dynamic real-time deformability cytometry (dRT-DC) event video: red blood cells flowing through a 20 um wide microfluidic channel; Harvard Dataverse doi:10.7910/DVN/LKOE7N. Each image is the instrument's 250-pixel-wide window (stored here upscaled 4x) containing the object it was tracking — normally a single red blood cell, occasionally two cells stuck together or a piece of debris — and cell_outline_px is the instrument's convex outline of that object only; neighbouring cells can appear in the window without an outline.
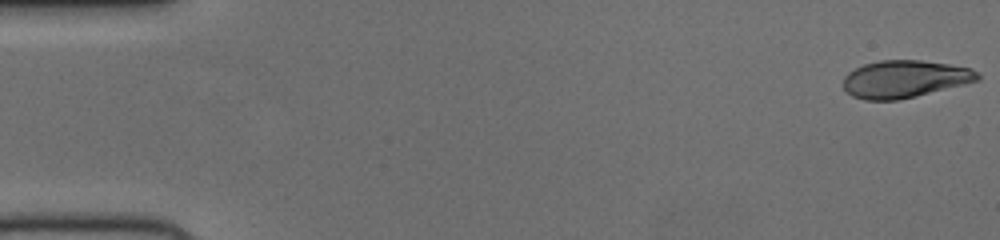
{"species": "human", "species_latin": "Homo sapiens", "temperature_condition": "cold", "stored_images_in_passage": 52, "camera_frame_rate_fps": 3000, "um_per_image_px": 0.085, "donor": {"sex": "female"}, "frame": {"image": 1, "passage_image": 1, "time_ms": 0.0, "image_size_px": [1000, 240], "cell_outline_px": [[980, 80], [896, 100], [868, 100], [852, 96], [844, 88], [844, 76], [848, 72], [864, 64], [880, 60], [920, 60], [948, 64], [968, 68], [976, 72], [980, 76]], "centroid_in_image_um": [76.86, 6.7], "position_along_channel_um": 8.1, "area_um2": 28.73}}
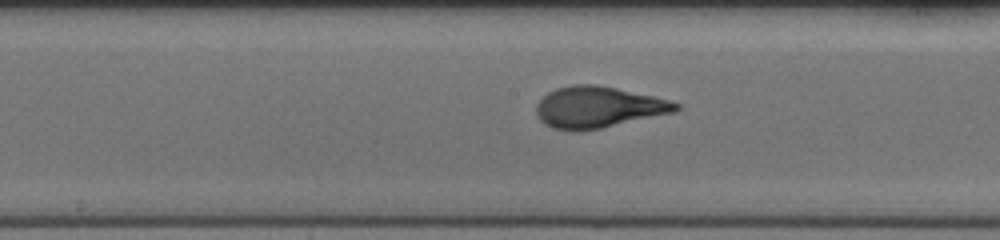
{"frame": {"image": 2, "passage_image": 27, "time_ms": 8.667, "image_size_px": [1000, 240], "cell_outline_px": [[680, 108], [676, 112], [600, 128], [580, 132], [576, 132], [556, 128], [544, 124], [540, 120], [536, 112], [536, 104], [548, 92], [556, 88], [572, 84], [596, 84], [616, 88], [652, 96], [668, 100], [680, 104]], "centroid_in_image_um": [50.83, 9.11], "position_along_channel_um": 197.4, "area_um2": 33.52}}
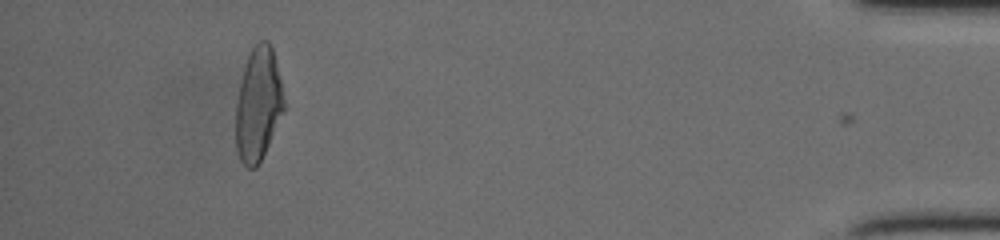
{"frame": {"image": 3, "passage_image": 48, "time_ms": 15.667, "image_size_px": [1000, 240], "cell_outline_px": [[284, 108], [268, 144], [256, 168], [248, 168], [240, 160], [236, 148], [236, 104], [244, 64], [252, 48], [260, 40], [268, 40], [272, 48], [280, 80], [284, 100]], "centroid_in_image_um": [21.92, 8.85], "position_along_channel_um": 413.3, "area_um2": 31.21}}